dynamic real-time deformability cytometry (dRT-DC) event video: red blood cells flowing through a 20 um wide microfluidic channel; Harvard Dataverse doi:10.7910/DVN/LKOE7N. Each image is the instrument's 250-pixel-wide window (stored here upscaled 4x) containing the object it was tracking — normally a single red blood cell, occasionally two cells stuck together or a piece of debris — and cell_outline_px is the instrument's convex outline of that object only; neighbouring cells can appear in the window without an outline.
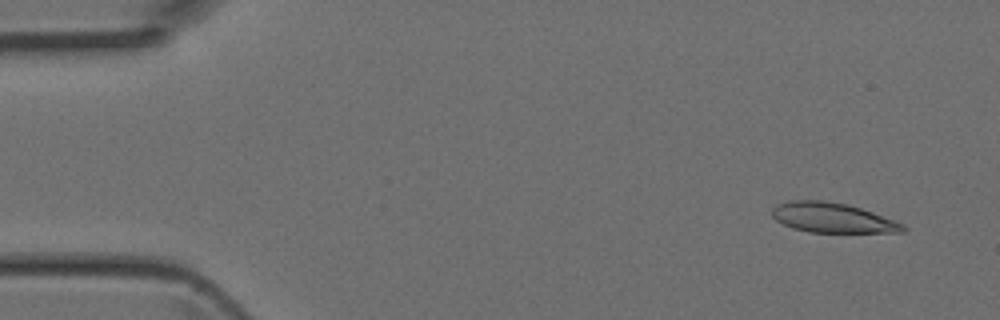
{"species": "Egyptian fruit bat (a non-hibernating species)", "species_latin": "Rousettus aegyptiacus", "temperature_condition": "room temperature", "stored_images_in_passage": 3, "camera_frame_rate_fps": 3000, "um_per_image_px": 0.085, "animal": {"sex": "female"}, "frame": {"image": 1, "passage_image": 1, "time_ms": 0.0, "image_size_px": [1000, 320], "cell_outline_px": [[908, 228], [904, 232], [808, 232], [792, 228], [776, 220], [772, 216], [772, 208], [776, 204], [792, 200], [824, 200], [848, 204], [896, 220], [904, 224]], "centroid_in_image_um": [70.77, 18.5], "position_along_channel_um": 14.2, "area_um2": 22.89}}